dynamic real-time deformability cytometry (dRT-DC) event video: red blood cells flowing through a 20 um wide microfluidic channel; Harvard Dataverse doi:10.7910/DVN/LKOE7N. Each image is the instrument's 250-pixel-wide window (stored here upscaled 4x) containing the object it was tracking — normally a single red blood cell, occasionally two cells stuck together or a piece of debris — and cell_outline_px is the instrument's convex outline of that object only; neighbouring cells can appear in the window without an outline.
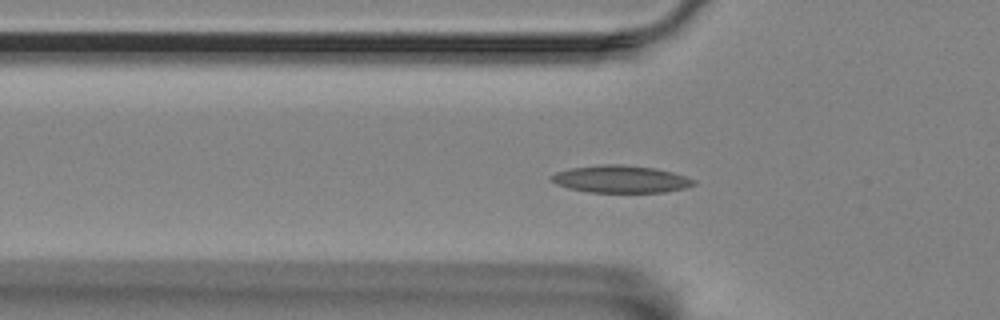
{"species": "Egyptian fruit bat (a non-hibernating species)", "species_latin": "Rousettus aegyptiacus", "temperature_condition": "room temperature", "stored_images_in_passage": 48, "camera_frame_rate_fps": 3000, "um_per_image_px": 0.085, "animal": {"sex": "female"}, "frame": {"image": 1, "passage_image": 9, "time_ms": 2.667, "image_size_px": [1000, 320], "cell_outline_px": [[696, 184], [684, 188], [664, 192], [588, 192], [568, 188], [556, 184], [548, 180], [548, 176], [556, 172], [572, 168], [600, 164], [624, 164], [656, 168], [672, 172], [696, 180]], "centroid_in_image_um": [52.72, 15.22], "position_along_channel_um": 73.1, "area_um2": 22.83}}
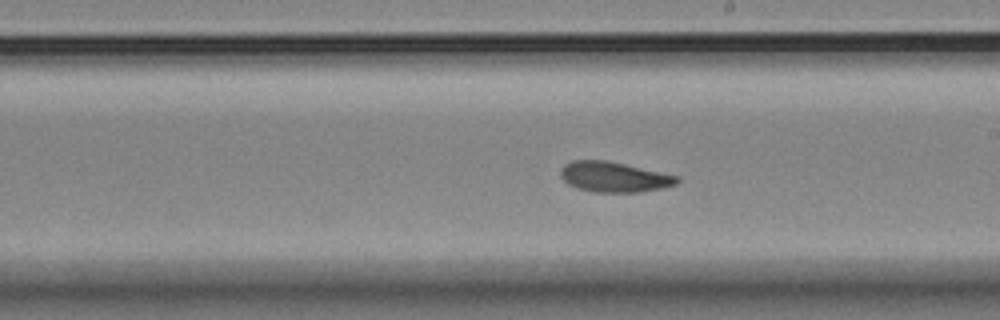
{"frame": {"image": 2, "passage_image": 23, "time_ms": 7.333, "image_size_px": [1000, 320], "cell_outline_px": [[680, 180], [676, 184], [660, 188], [640, 192], [596, 192], [576, 188], [568, 184], [560, 176], [560, 168], [564, 164], [572, 160], [604, 160], [624, 164], [680, 176]], "centroid_in_image_um": [52.17, 15.04], "position_along_channel_um": 236.8, "area_um2": 20.52}}
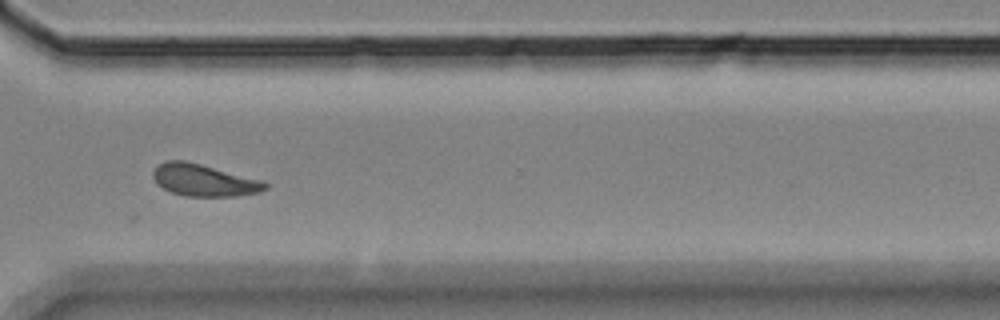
{"frame": {"image": 3, "passage_image": 33, "time_ms": 10.667, "image_size_px": [1000, 320], "cell_outline_px": [[268, 188], [260, 192], [236, 196], [184, 196], [172, 192], [156, 184], [152, 176], [152, 172], [160, 164], [168, 160], [184, 160], [264, 180], [268, 184]], "centroid_in_image_um": [17.36, 15.32], "position_along_channel_um": 353.2, "area_um2": 20.92}, "authors_computed_cell_mechanics": {"area_um2": 20.808, "velocity_mm_per_s": 3.49, "shape_relaxation_time_tau1_ms": 8.4319, "shape_relaxation_time_tau2_ms": 6.5617, "deformation_change_tau1": 0.1713, "deformation_change_tau2": 0.1187}}